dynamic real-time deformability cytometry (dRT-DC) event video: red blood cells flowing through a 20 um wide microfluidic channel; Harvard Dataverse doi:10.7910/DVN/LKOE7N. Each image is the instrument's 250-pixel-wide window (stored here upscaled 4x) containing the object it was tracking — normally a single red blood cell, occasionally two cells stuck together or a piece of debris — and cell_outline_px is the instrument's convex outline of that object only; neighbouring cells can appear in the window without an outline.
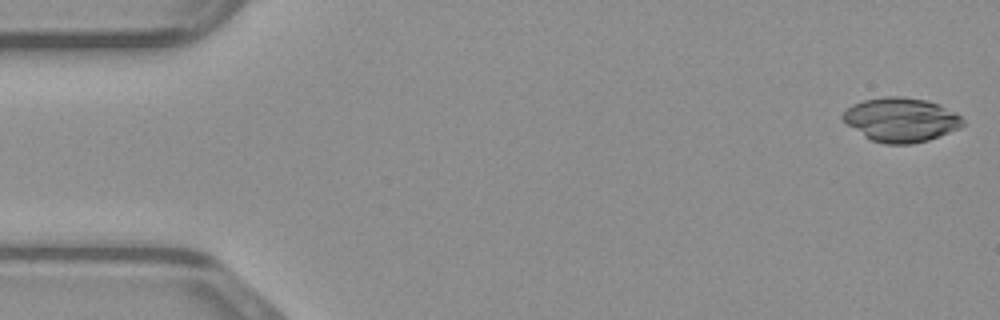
{"species": "common noctule bat (a hibernating species)", "species_latin": "Nyctalus noctula", "temperature_condition": "warm", "stored_images_in_passage": 47, "camera_frame_rate_fps": 3000, "um_per_image_px": 0.085, "animal": {"sex": "male", "body_mass_g": 23.1, "forearm_length_mm": 52.7}, "frame": {"image": 1, "passage_image": 1, "time_ms": 0.0, "image_size_px": [1000, 320], "cell_outline_px": [[964, 124], [960, 128], [928, 140], [912, 144], [884, 144], [872, 140], [864, 136], [848, 124], [840, 116], [852, 104], [864, 100], [884, 96], [900, 96], [928, 100], [940, 104], [956, 112], [964, 120]], "centroid_in_image_um": [76.61, 10.17], "position_along_channel_um": 8.4, "area_um2": 30.92}}